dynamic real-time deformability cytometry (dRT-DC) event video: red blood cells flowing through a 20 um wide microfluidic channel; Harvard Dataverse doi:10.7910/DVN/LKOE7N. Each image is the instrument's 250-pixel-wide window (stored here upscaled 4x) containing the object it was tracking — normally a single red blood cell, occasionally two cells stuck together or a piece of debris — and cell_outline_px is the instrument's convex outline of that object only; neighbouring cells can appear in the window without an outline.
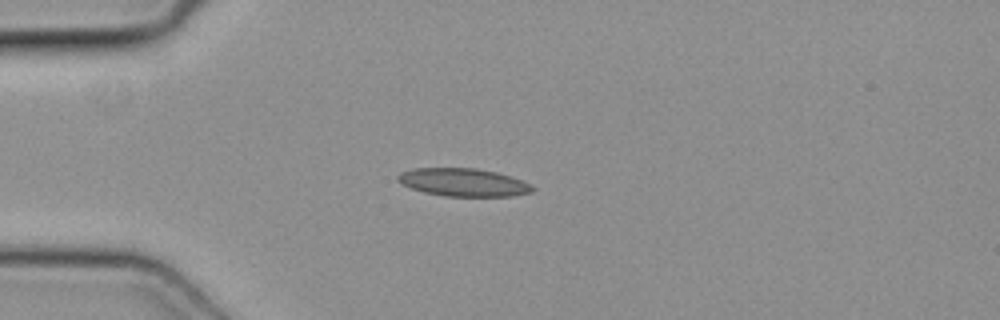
{"species": "common noctule bat (a hibernating species)", "species_latin": "Nyctalus noctula", "temperature_condition": "cold", "stored_images_in_passage": 49, "camera_frame_rate_fps": 3000, "um_per_image_px": 0.085, "animal": {"sex": "female", "body_mass_g": 19.3, "forearm_length_mm": 54.1}, "frame": {"image": 1, "passage_image": 13, "time_ms": 4.0, "image_size_px": [1000, 320], "cell_outline_px": [[536, 188], [532, 192], [512, 196], [444, 196], [424, 192], [412, 188], [396, 180], [396, 176], [400, 172], [412, 168], [476, 168], [496, 172], [532, 184]], "centroid_in_image_um": [39.38, 15.5], "position_along_channel_um": 45.6, "area_um2": 21.91}}
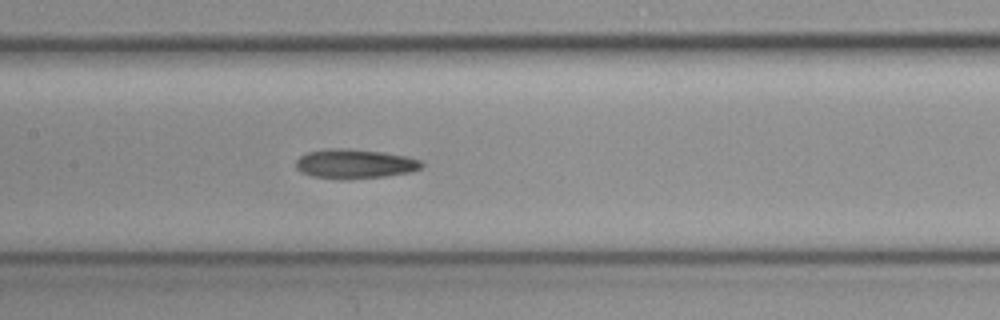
{"frame": {"image": 2, "passage_image": 24, "time_ms": 7.667, "image_size_px": [1000, 320], "cell_outline_px": [[424, 164], [420, 168], [412, 172], [384, 176], [344, 180], [340, 180], [312, 176], [300, 172], [296, 168], [296, 160], [300, 156], [308, 152], [324, 148], [348, 148], [380, 152], [408, 156], [420, 160]], "centroid_in_image_um": [30.13, 13.93], "position_along_channel_um": 177.3, "area_um2": 21.79}}
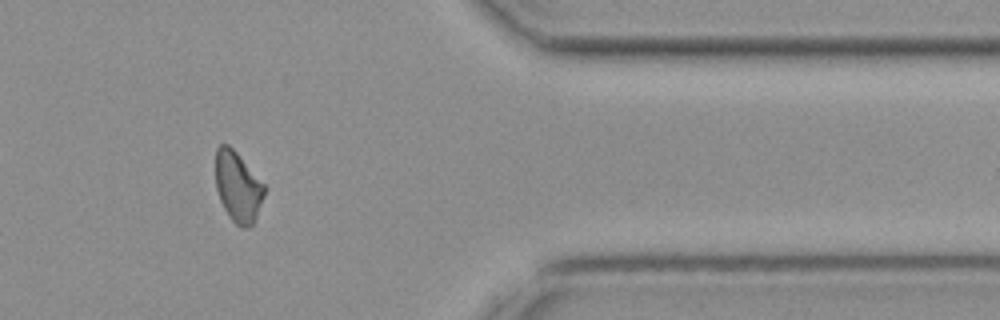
{"frame": {"image": 3, "passage_image": 41, "time_ms": 13.333, "image_size_px": [1000, 320], "cell_outline_px": [[264, 196], [256, 216], [252, 224], [248, 228], [240, 228], [232, 220], [224, 208], [220, 200], [216, 188], [216, 148], [220, 144], [228, 144], [236, 152], [264, 184]], "centroid_in_image_um": [20.2, 15.88], "position_along_channel_um": 391.2, "area_um2": 19.71}}